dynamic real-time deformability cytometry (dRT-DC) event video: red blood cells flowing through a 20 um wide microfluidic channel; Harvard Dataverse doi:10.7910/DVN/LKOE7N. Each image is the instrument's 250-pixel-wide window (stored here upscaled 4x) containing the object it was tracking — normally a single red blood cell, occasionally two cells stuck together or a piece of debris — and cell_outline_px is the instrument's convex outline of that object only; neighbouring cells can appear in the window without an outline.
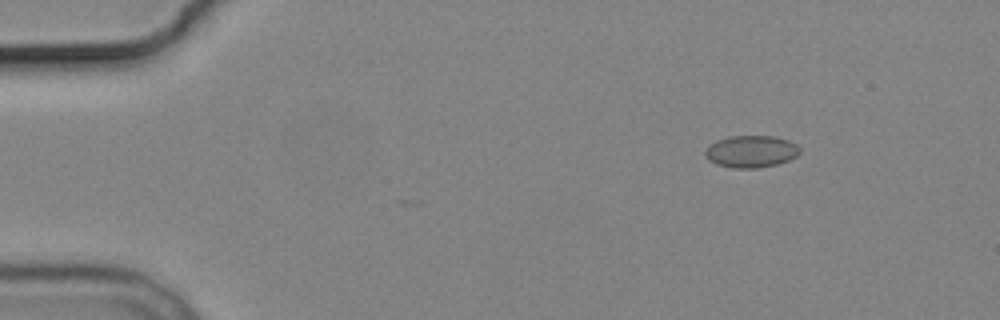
{"species": "common noctule bat (a hibernating species)", "species_latin": "Nyctalus noctula", "temperature_condition": "cold", "stored_images_in_passage": 4, "camera_frame_rate_fps": 3000, "um_per_image_px": 0.085, "animal": {"sex": "male", "body_mass_g": 19.2, "forearm_length_mm": 51.8}, "frame": {"image": 1, "passage_image": 1, "time_ms": 0.0, "image_size_px": [1000, 320], "cell_outline_px": [[800, 152], [796, 156], [788, 160], [776, 164], [756, 168], [732, 168], [716, 164], [704, 152], [708, 144], [716, 140], [728, 136], [776, 136], [788, 140], [796, 144], [800, 148]], "centroid_in_image_um": [63.84, 12.86], "position_along_channel_um": 21.2, "area_um2": 17.63}}
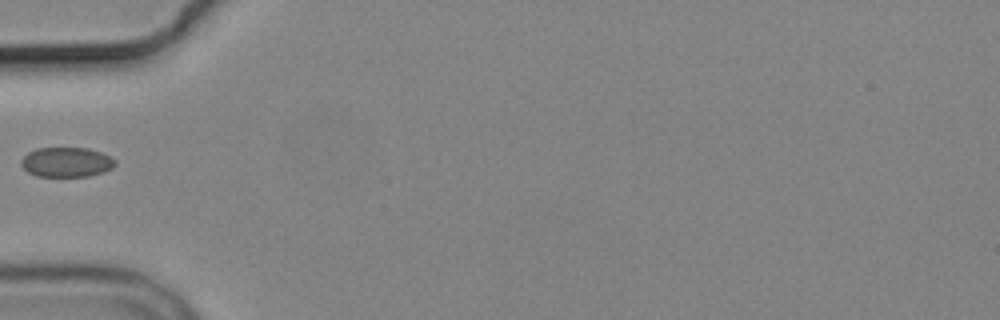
{"frame": {"image": 2, "passage_image": 4, "time_ms": 4.0, "image_size_px": [1000, 320], "cell_outline_px": [[116, 164], [112, 168], [104, 172], [88, 176], [36, 176], [28, 172], [20, 164], [20, 160], [28, 152], [36, 148], [88, 148], [100, 152], [116, 160]], "centroid_in_image_um": [5.64, 13.78], "position_along_channel_um": 79.4, "area_um2": 16.3}}